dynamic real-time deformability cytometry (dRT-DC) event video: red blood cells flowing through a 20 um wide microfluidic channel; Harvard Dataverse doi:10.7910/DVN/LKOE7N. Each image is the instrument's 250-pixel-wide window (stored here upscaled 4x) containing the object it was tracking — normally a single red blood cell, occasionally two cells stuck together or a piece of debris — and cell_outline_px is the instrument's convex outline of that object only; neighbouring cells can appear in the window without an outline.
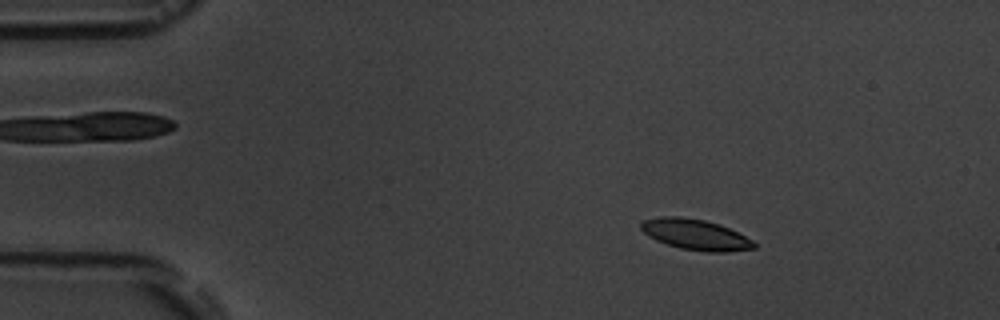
{"species": "common noctule bat (a hibernating species)", "species_latin": "Nyctalus noctula", "temperature_condition": "room temperature", "stored_images_in_passage": 5, "camera_frame_rate_fps": 3000, "um_per_image_px": 0.085, "animal": {"sex": "male", "body_mass_g": 19.5, "forearm_length_mm": 54.6}, "frame": {"image": 1, "passage_image": 2, "time_ms": 1.333, "image_size_px": [1000, 320], "cell_outline_px": [[756, 248], [724, 252], [708, 252], [680, 248], [656, 240], [648, 236], [640, 228], [640, 224], [644, 220], [660, 216], [680, 216], [704, 220], [720, 224], [752, 240], [756, 244]], "centroid_in_image_um": [59.1, 19.93], "position_along_channel_um": 25.9, "area_um2": 20.06}}
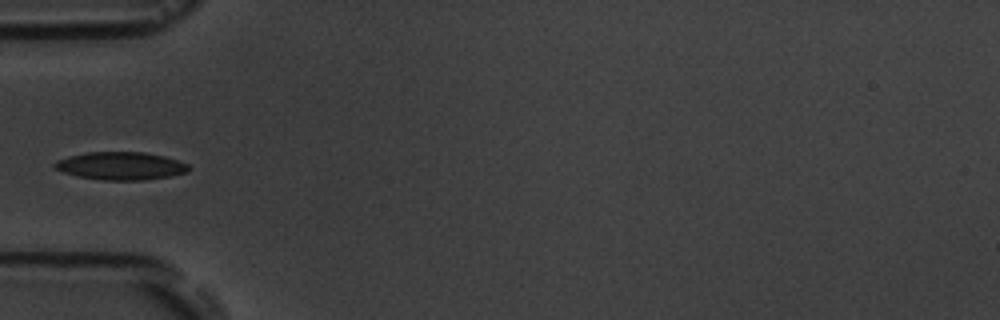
{"frame": {"image": 2, "passage_image": 5, "time_ms": 4.667, "image_size_px": [1000, 320], "cell_outline_px": [[192, 168], [188, 172], [172, 176], [144, 180], [104, 180], [80, 176], [64, 172], [56, 168], [52, 164], [56, 160], [68, 156], [88, 152], [144, 152], [164, 156], [188, 164]], "centroid_in_image_um": [10.3, 14.1], "position_along_channel_um": 74.7, "area_um2": 21.73}}